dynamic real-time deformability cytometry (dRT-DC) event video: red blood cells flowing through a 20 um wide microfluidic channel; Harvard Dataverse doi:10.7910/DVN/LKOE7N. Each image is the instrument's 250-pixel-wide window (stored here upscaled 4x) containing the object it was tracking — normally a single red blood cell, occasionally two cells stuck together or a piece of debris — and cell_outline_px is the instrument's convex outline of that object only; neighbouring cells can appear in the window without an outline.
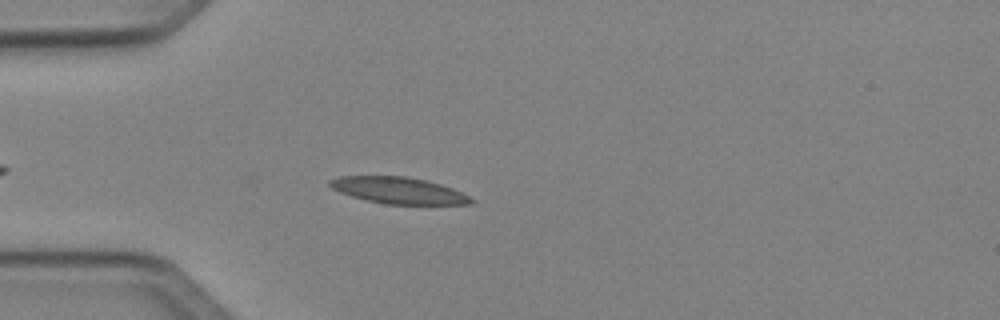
{"species": "Egyptian fruit bat (a non-hibernating species)", "species_latin": "Rousettus aegyptiacus", "temperature_condition": "cold", "stored_images_in_passage": 42, "camera_frame_rate_fps": 3000, "um_per_image_px": 0.085, "animal": {"sex": "female"}, "frame": {"image": 1, "passage_image": 6, "time_ms": 1.667, "image_size_px": [1000, 320], "cell_outline_px": [[476, 200], [472, 204], [384, 204], [352, 196], [340, 192], [332, 188], [328, 184], [328, 180], [340, 176], [408, 176], [440, 184], [452, 188]], "centroid_in_image_um": [33.87, 16.18], "position_along_channel_um": 51.1, "area_um2": 21.68}}
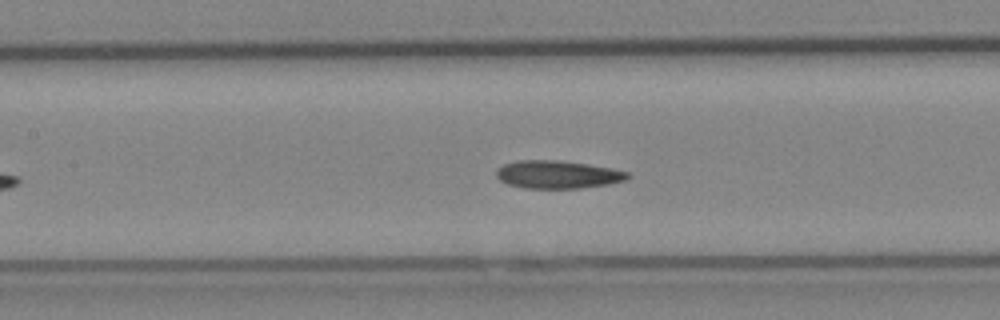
{"frame": {"image": 2, "passage_image": 15, "time_ms": 4.667, "image_size_px": [1000, 320], "cell_outline_px": [[632, 176], [628, 180], [608, 184], [580, 188], [524, 188], [508, 184], [500, 180], [496, 176], [496, 168], [504, 164], [516, 160], [556, 160], [588, 164], [612, 168], [628, 172]], "centroid_in_image_um": [47.41, 14.83], "position_along_channel_um": 160.0, "area_um2": 21.5}}
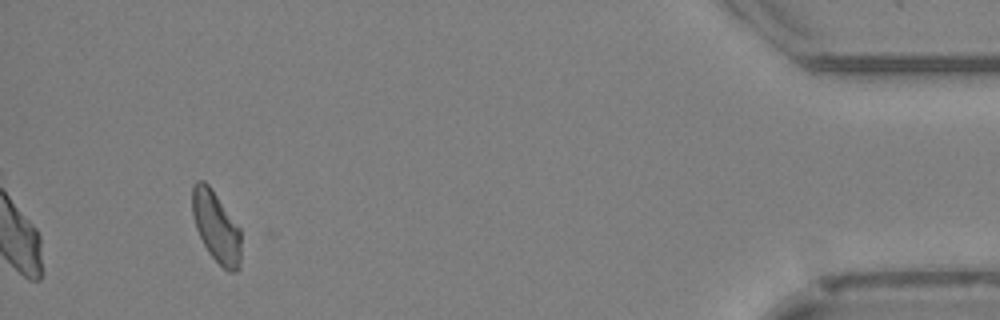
{"frame": {"image": 3, "passage_image": 39, "time_ms": 12.667, "image_size_px": [1000, 320], "cell_outline_px": [[240, 268], [236, 272], [228, 272], [208, 252], [196, 228], [192, 216], [192, 188], [196, 180], [204, 180], [208, 184], [240, 228]], "centroid_in_image_um": [18.37, 19.28], "position_along_channel_um": 416.8, "area_um2": 20.0}, "authors_computed_cell_mechanics": {"area_um2": 21.1548, "velocity_mm_per_s": 4.0561, "shape_relaxation_time_tau1_ms": null, "shape_relaxation_time_tau2_ms": 5.2063, "deformation_change_tau1": null, "deformation_change_tau2": 0.1258}}